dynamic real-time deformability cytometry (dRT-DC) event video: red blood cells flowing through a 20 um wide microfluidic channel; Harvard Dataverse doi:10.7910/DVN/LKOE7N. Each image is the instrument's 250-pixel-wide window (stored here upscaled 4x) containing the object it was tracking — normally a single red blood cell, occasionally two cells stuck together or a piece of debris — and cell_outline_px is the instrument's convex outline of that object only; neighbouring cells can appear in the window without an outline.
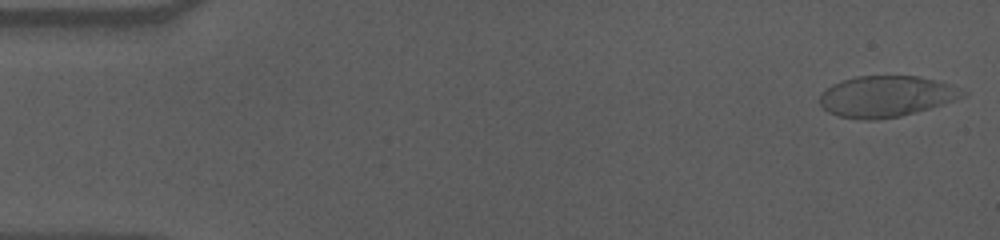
{"species": "human", "species_latin": "Homo sapiens", "temperature_condition": "cold", "stored_images_in_passage": 56, "camera_frame_rate_fps": 3000, "um_per_image_px": 0.085, "donor": {"sex": "male"}, "frame": {"image": 1, "passage_image": 1, "time_ms": 0.0, "image_size_px": [1000, 240], "cell_outline_px": [[968, 96], [944, 104], [916, 112], [900, 116], [872, 120], [864, 120], [840, 116], [828, 112], [820, 104], [820, 96], [832, 84], [856, 76], [920, 76], [948, 84], [968, 92]], "centroid_in_image_um": [75.37, 8.19], "position_along_channel_um": 9.6, "area_um2": 34.04}}
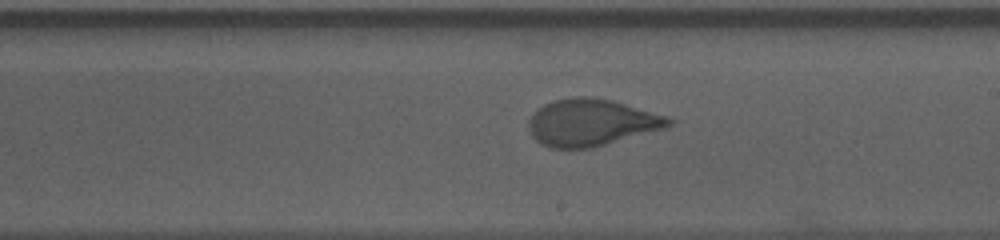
{"frame": {"image": 2, "passage_image": 32, "time_ms": 10.333, "image_size_px": [1000, 240], "cell_outline_px": [[676, 120], [668, 128], [592, 148], [552, 148], [540, 144], [532, 136], [528, 124], [528, 120], [544, 104], [552, 100], [576, 96], [584, 96], [612, 100], [668, 116]], "centroid_in_image_um": [50.31, 10.42], "position_along_channel_um": 238.7, "area_um2": 38.49}}
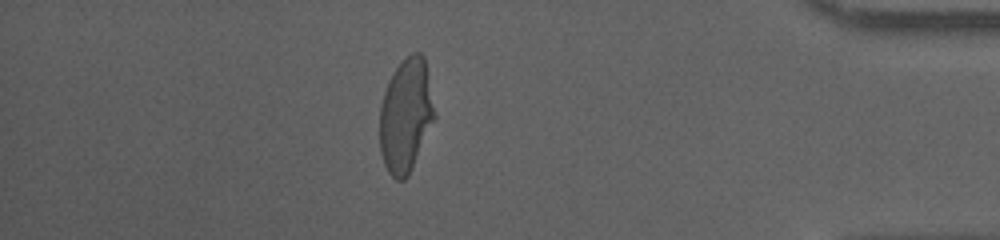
{"frame": {"image": 3, "passage_image": 49, "time_ms": 16.0, "image_size_px": [1000, 240], "cell_outline_px": [[436, 116], [408, 176], [404, 180], [396, 180], [388, 172], [384, 164], [380, 152], [380, 104], [388, 80], [396, 68], [412, 52], [420, 52], [424, 56]], "centroid_in_image_um": [34.48, 9.83], "position_along_channel_um": 400.7, "area_um2": 36.13}, "authors_computed_cell_mechanics": {"area_um2": 37.3099, "velocity_mm_per_s": 3.555, "shape_relaxation_time_tau1_ms": 7.2659, "shape_relaxation_time_tau2_ms": null, "deformation_change_tau1": 0.2222, "deformation_change_tau2": null}}